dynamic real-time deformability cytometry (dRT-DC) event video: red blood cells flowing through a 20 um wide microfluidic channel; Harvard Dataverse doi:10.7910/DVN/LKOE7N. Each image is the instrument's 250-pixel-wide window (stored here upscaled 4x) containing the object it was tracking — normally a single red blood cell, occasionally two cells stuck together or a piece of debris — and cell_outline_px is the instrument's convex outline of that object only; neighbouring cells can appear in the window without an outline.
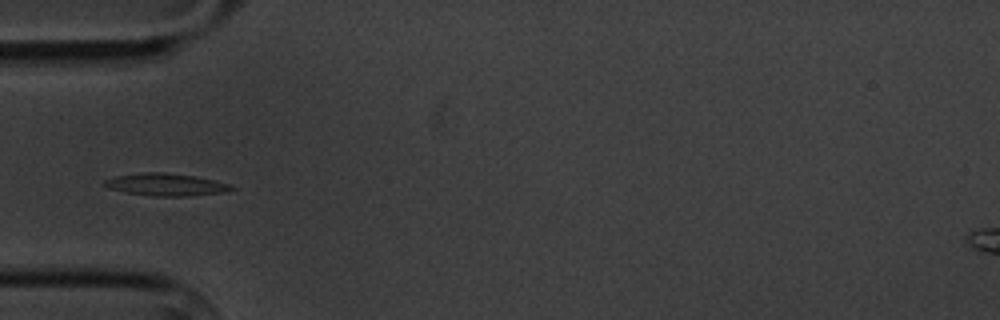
{"species": "common noctule bat (a hibernating species)", "species_latin": "Nyctalus noctula", "temperature_condition": "cold", "stored_images_in_passage": 7, "camera_frame_rate_fps": 3000, "um_per_image_px": 0.085, "animal": {"sex": "male", "body_mass_g": 20.1, "forearm_length_mm": 53.5}, "frame": {"image": 1, "passage_image": 5, "time_ms": 4.667, "image_size_px": [1000, 320], "cell_outline_px": [[236, 188], [224, 192], [192, 196], [152, 196], [128, 192], [108, 188], [100, 184], [104, 180], [116, 176], [144, 172], [164, 172], [196, 176], [228, 184]], "centroid_in_image_um": [14.07, 15.69], "position_along_channel_um": 70.9, "area_um2": 16.47}}
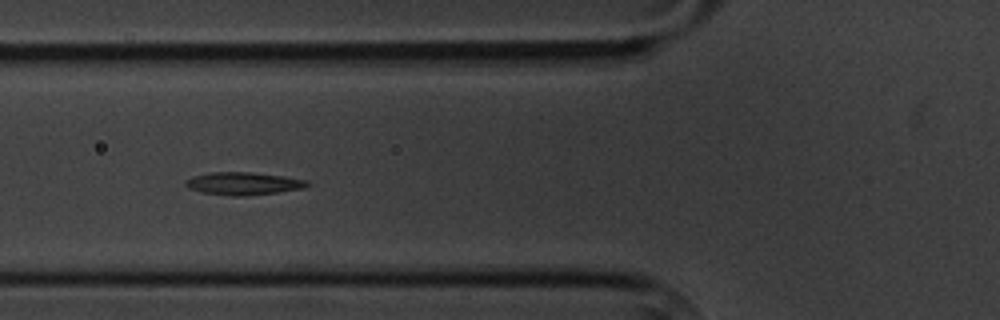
{"frame": {"image": 2, "passage_image": 6, "time_ms": 5.667, "image_size_px": [1000, 320], "cell_outline_px": [[312, 184], [304, 188], [276, 192], [244, 196], [232, 196], [200, 192], [188, 188], [184, 184], [184, 180], [192, 176], [212, 172], [252, 172], [284, 176], [308, 180]], "centroid_in_image_um": [20.67, 15.59], "position_along_channel_um": 105.1, "area_um2": 16.24}}
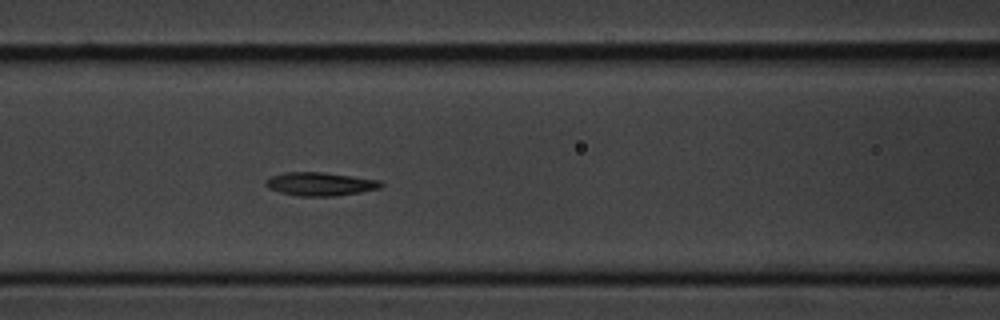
{"frame": {"image": 3, "passage_image": 7, "time_ms": 6.667, "image_size_px": [1000, 320], "cell_outline_px": [[384, 184], [380, 188], [360, 192], [332, 196], [300, 196], [280, 192], [268, 188], [264, 184], [272, 176], [284, 172], [320, 172], [380, 180]], "centroid_in_image_um": [27.22, 15.64], "position_along_channel_um": 139.4, "area_um2": 15.49}}